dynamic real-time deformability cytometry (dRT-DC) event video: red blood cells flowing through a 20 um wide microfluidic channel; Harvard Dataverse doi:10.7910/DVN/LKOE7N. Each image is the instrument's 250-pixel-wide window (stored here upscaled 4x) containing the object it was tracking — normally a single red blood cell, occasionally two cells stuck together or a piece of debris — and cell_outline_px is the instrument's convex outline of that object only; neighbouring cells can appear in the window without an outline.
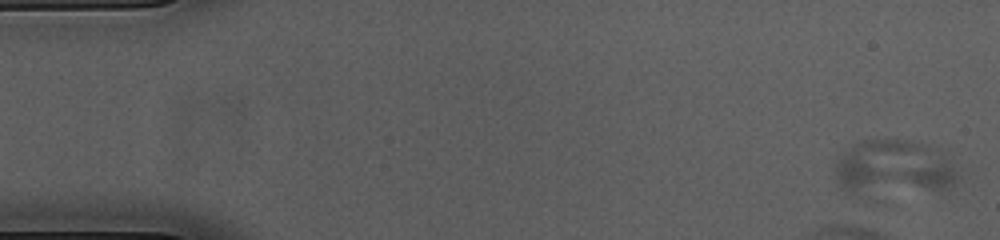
{"species": "common noctule bat (a hibernating species)", "species_latin": "Nyctalus noctula", "temperature_condition": "cold", "stored_images_in_passage": 6, "camera_frame_rate_fps": 3000, "um_per_image_px": 0.085, "animal": {"sex": "female", "body_mass_g": 23.0, "forearm_length_mm": 53.4}, "frame": {"image": 1, "passage_image": 1, "time_ms": 0.0, "image_size_px": [1000, 240], "cell_outline_px": [[964, 168], [960, 180], [944, 188], [852, 192], [844, 192], [836, 188], [832, 168], [836, 160], [856, 140], [888, 136], [912, 140], [944, 148]], "centroid_in_image_um": [76.04, 14.12], "position_along_channel_um": 9.0, "area_um2": 41.44}}